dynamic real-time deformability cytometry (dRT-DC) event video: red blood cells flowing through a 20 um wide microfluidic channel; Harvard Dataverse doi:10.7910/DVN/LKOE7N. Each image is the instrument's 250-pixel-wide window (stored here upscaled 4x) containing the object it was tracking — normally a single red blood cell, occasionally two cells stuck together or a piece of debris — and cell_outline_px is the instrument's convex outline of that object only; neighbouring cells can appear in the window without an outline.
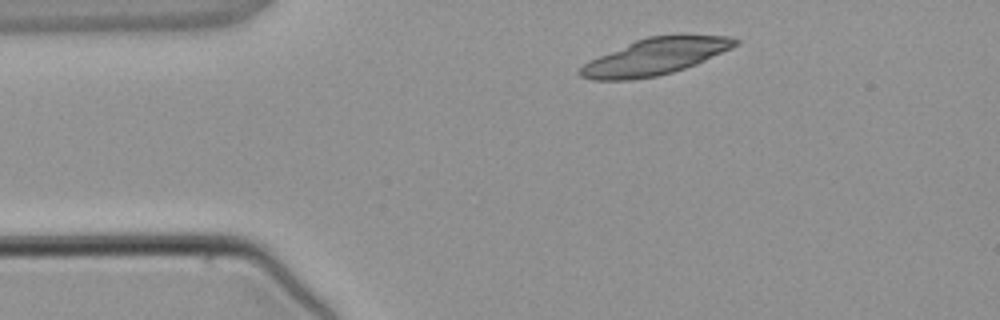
{"species": "common noctule bat (a hibernating species)", "species_latin": "Nyctalus noctula", "temperature_condition": "warm", "stored_images_in_passage": 4, "segment_of_instrument_passage": [2, 2], "camera_frame_rate_fps": 3000, "um_per_image_px": 0.085, "animal": {"sex": "male", "body_mass_g": 21.5, "forearm_length_mm": 52.0}, "frame": {"image": 1, "passage_image": 4, "time_ms": 4.0, "image_size_px": [1000, 320], "cell_outline_px": [[740, 44], [732, 48], [696, 64], [672, 72], [656, 76], [632, 80], [592, 80], [580, 76], [576, 72], [588, 60], [636, 40], [648, 36], [728, 36], [740, 40]], "centroid_in_image_um": [55.65, 4.83], "position_along_channel_um": 29.3, "area_um2": 32.66}}